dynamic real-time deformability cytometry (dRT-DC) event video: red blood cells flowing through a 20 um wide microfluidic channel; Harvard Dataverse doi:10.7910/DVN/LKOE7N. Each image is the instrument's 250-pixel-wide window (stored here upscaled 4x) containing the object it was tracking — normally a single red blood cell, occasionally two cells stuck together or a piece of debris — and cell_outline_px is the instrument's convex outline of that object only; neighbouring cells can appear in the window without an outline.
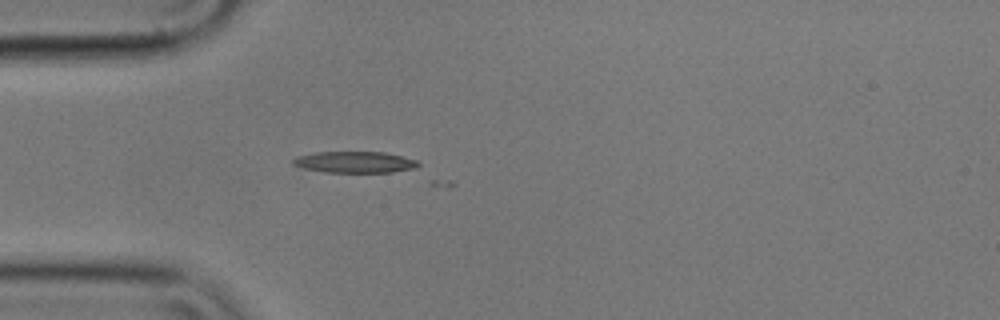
{"species": "common noctule bat (a hibernating species)", "species_latin": "Nyctalus noctula", "temperature_condition": "cold", "stored_images_in_passage": 14, "camera_frame_rate_fps": 3000, "um_per_image_px": 0.085, "animal": {"sex": "male", "body_mass_g": 17.9}, "frame": {"image": 1, "passage_image": 2, "time_ms": 0.333, "image_size_px": [1000, 320], "cell_outline_px": [[420, 172], [324, 172], [300, 168], [292, 164], [292, 160], [296, 156], [316, 152], [384, 152], [416, 160], [420, 164]], "centroid_in_image_um": [30.26, 13.8], "position_along_channel_um": 54.7, "area_um2": 16.13}}
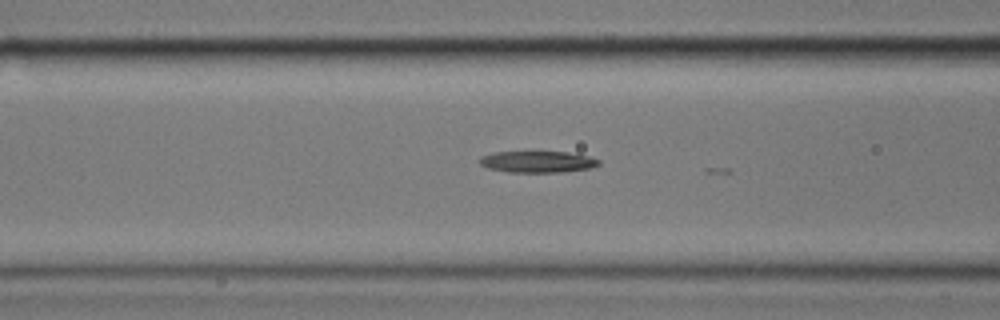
{"frame": {"image": 2, "passage_image": 8, "time_ms": 2.333, "image_size_px": [1000, 320], "cell_outline_px": [[600, 164], [592, 168], [564, 172], [508, 172], [488, 168], [480, 164], [480, 156], [492, 152], [568, 152], [588, 156], [600, 160]], "centroid_in_image_um": [45.7, 13.75], "position_along_channel_um": 120.9, "area_um2": 14.97}}
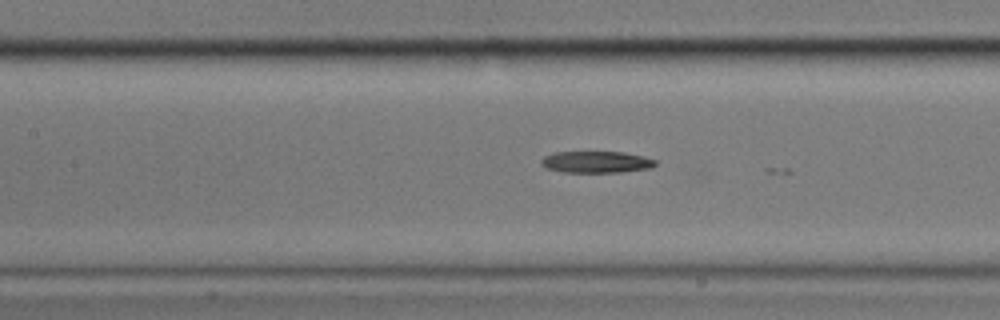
{"frame": {"image": 3, "passage_image": 11, "time_ms": 3.333, "image_size_px": [1000, 320], "cell_outline_px": [[656, 164], [652, 168], [620, 172], [564, 172], [548, 168], [540, 164], [540, 160], [544, 156], [556, 152], [624, 152], [644, 156], [656, 160]], "centroid_in_image_um": [50.71, 13.77], "position_along_channel_um": 156.7, "area_um2": 14.39}}